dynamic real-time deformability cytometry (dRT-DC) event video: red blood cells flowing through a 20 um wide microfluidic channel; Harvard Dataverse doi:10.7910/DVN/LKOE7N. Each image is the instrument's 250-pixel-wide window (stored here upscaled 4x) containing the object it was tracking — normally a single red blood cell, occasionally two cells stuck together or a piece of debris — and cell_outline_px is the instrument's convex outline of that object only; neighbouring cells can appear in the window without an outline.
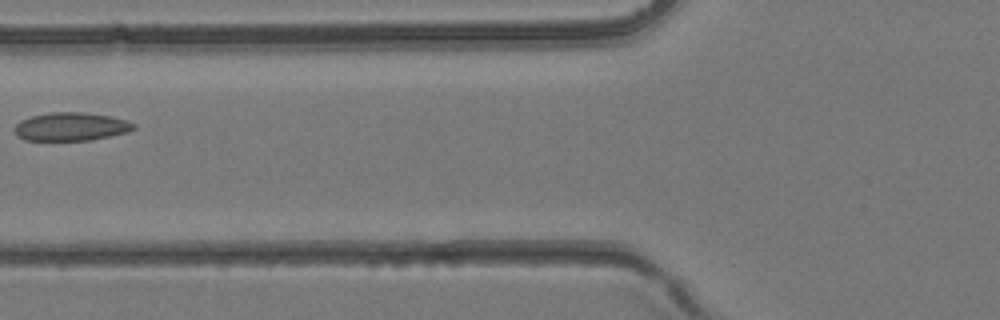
{"species": "common noctule bat (a hibernating species)", "species_latin": "Nyctalus noctula", "temperature_condition": "room temperature", "stored_images_in_passage": 3, "camera_frame_rate_fps": 3000, "um_per_image_px": 0.085, "animal": {"sex": "female", "body_mass_g": 24.6, "forearm_length_mm": 56.2}, "frame": {"image": 1, "passage_image": 3, "time_ms": 0.667, "image_size_px": [1000, 320], "cell_outline_px": [[136, 128], [128, 132], [88, 140], [24, 140], [16, 136], [16, 124], [20, 120], [32, 116], [48, 112], [84, 112], [108, 116], [124, 120], [136, 124]], "centroid_in_image_um": [6.01, 10.76], "position_along_channel_um": 119.8, "area_um2": 19.48}}